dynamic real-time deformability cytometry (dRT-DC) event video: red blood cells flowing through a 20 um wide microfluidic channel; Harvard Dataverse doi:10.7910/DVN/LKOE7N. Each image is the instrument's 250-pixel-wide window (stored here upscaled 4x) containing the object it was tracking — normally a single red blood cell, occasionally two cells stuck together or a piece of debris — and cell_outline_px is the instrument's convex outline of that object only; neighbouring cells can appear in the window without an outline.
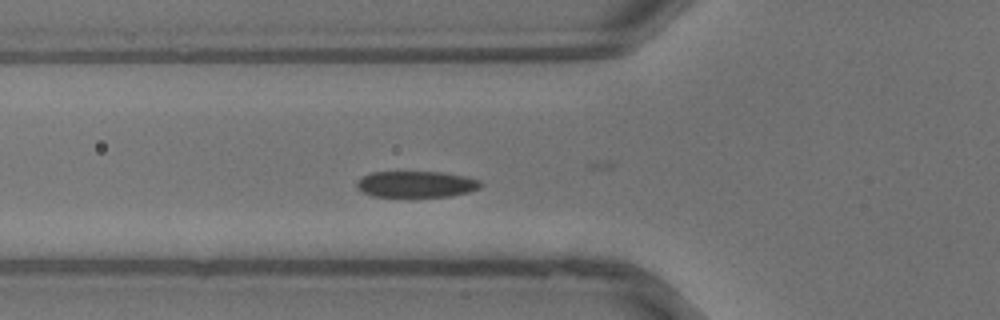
{"species": "common noctule bat (a hibernating species)", "species_latin": "Nyctalus noctula", "temperature_condition": "warm", "stored_images_in_passage": 35, "camera_frame_rate_fps": 3000, "um_per_image_px": 0.085, "animal": {"sex": "male", "body_mass_g": 13.3}, "frame": {"image": 1, "passage_image": 9, "time_ms": 2.667, "image_size_px": [1000, 320], "cell_outline_px": [[484, 184], [480, 188], [468, 192], [452, 196], [372, 196], [356, 188], [356, 180], [372, 172], [444, 172], [468, 176], [480, 180]], "centroid_in_image_um": [35.42, 15.65], "position_along_channel_um": 90.4, "area_um2": 19.07}}
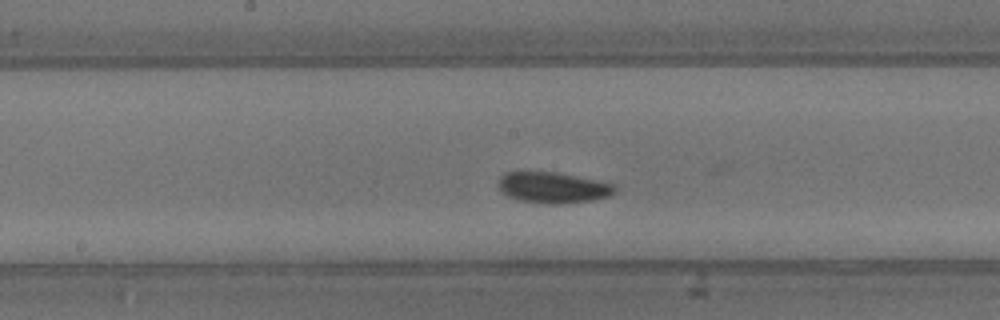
{"frame": {"image": 2, "passage_image": 15, "time_ms": 4.667, "image_size_px": [1000, 320], "cell_outline_px": [[616, 192], [608, 196], [592, 200], [560, 204], [548, 204], [520, 200], [508, 196], [500, 192], [500, 176], [504, 172], [556, 172], [616, 184]], "centroid_in_image_um": [47.02, 15.94], "position_along_channel_um": 201.2, "area_um2": 20.92}}
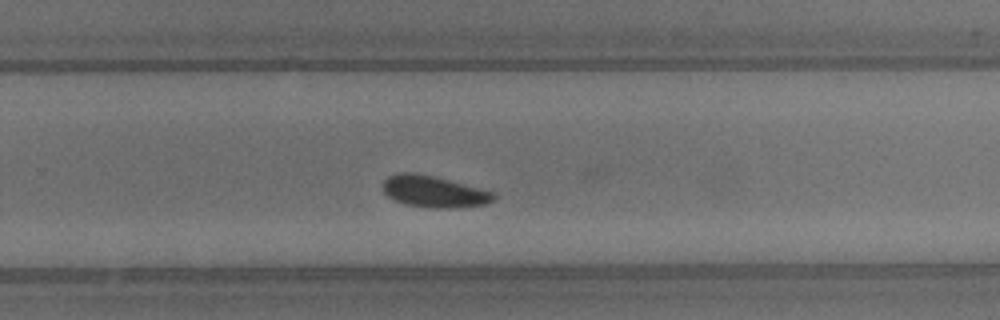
{"frame": {"image": 3, "passage_image": 20, "time_ms": 6.333, "image_size_px": [1000, 320], "cell_outline_px": [[496, 196], [488, 204], [452, 208], [428, 208], [404, 204], [388, 196], [384, 192], [384, 180], [388, 176], [396, 172], [416, 172], [448, 180], [492, 192]], "centroid_in_image_um": [36.84, 16.29], "position_along_channel_um": 293.0, "area_um2": 20.17}}